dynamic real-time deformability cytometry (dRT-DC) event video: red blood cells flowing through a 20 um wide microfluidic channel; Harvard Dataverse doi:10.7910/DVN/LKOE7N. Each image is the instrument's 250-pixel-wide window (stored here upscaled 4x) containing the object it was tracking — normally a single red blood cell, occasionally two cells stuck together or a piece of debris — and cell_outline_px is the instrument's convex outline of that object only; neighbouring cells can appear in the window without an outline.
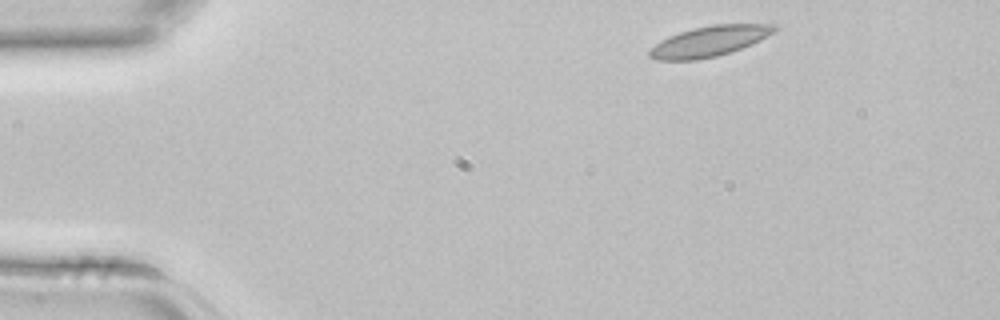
{"species": "common noctule bat (a hibernating species)", "species_latin": "Nyctalus noctula", "temperature_condition": "room temperature", "stored_images_in_passage": 3, "camera_frame_rate_fps": 3000, "um_per_image_px": 0.085, "animal": {"sex": "female", "body_mass_g": 22.7, "forearm_length_mm": 54.2}, "frame": {"image": 1, "passage_image": 1, "time_ms": 0.0, "image_size_px": [1000, 320], "cell_outline_px": [[776, 28], [772, 32], [760, 40], [752, 44], [716, 56], [696, 60], [656, 60], [648, 56], [648, 48], [660, 40], [668, 36], [692, 28], [712, 24], [776, 24]], "centroid_in_image_um": [60.21, 3.51], "position_along_channel_um": 24.8, "area_um2": 22.08}}
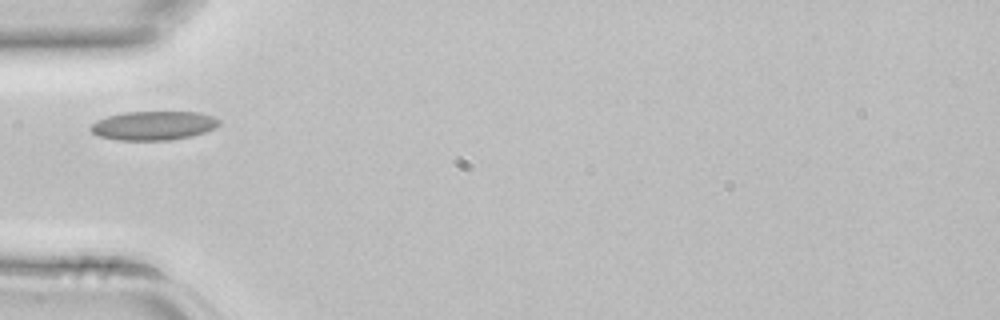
{"frame": {"image": 2, "passage_image": 3, "time_ms": 0.667, "image_size_px": [1000, 320], "cell_outline_px": [[220, 124], [216, 128], [192, 136], [168, 140], [116, 140], [100, 136], [92, 132], [88, 128], [96, 120], [108, 116], [124, 112], [200, 112], [212, 116], [220, 120]], "centroid_in_image_um": [13.05, 10.67], "position_along_channel_um": 71.9, "area_um2": 21.73}}